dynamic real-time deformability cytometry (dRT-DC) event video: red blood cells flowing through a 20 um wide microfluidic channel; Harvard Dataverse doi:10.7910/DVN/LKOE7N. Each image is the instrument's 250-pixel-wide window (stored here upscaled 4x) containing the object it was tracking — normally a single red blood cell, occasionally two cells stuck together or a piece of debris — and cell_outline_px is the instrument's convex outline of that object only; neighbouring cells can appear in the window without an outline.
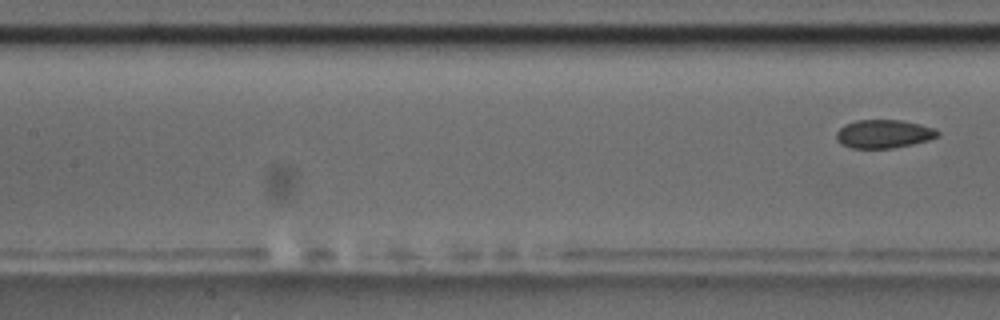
{"species": "common noctule bat (a hibernating species)", "species_latin": "Nyctalus noctula", "temperature_condition": "room temperature", "stored_images_in_passage": 8, "segment_of_instrument_passage": [2, 2], "camera_frame_rate_fps": 3000, "um_per_image_px": 0.085, "animal": {"sex": "male", "body_mass_g": 17.5, "forearm_length_mm": 52.3}, "frame": {"image": 1, "passage_image": 8, "time_ms": 8.0, "image_size_px": [1000, 320], "cell_outline_px": [[940, 136], [928, 140], [912, 144], [892, 148], [852, 148], [840, 144], [836, 140], [836, 132], [844, 124], [856, 120], [900, 120], [920, 124], [936, 128], [940, 132]], "centroid_in_image_um": [75.12, 11.38], "position_along_channel_um": 132.3, "area_um2": 16.94}}